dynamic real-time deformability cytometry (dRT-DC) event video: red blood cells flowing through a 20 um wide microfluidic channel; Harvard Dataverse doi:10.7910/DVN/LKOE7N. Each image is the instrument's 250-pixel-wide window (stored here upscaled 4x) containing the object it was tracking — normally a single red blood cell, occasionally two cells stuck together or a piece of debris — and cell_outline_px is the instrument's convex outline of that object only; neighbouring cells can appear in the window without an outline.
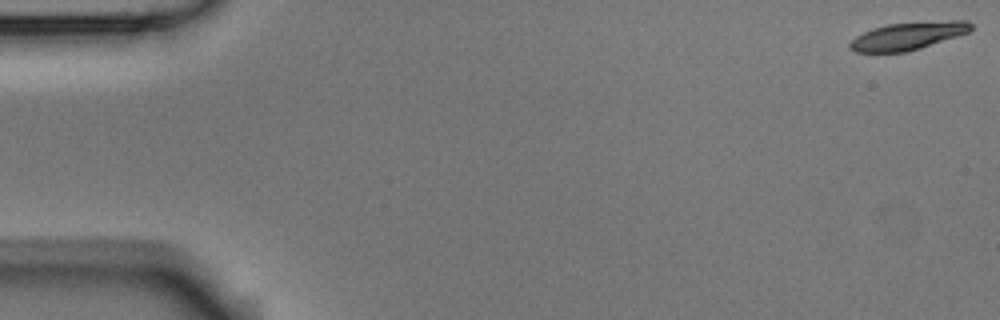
{"species": "Egyptian fruit bat (a non-hibernating species)", "species_latin": "Rousettus aegyptiacus", "temperature_condition": "room temperature", "stored_images_in_passage": 54, "camera_frame_rate_fps": 3000, "um_per_image_px": 0.085, "animal": {"sex": "male"}, "frame": {"image": 1, "passage_image": 1, "time_ms": 0.0, "image_size_px": [1000, 320], "cell_outline_px": [[972, 28], [968, 32], [920, 48], [904, 52], [856, 52], [848, 48], [848, 44], [856, 36], [872, 28], [888, 24], [952, 20], [968, 20], [972, 24]], "centroid_in_image_um": [77.15, 3.05], "position_along_channel_um": 7.8, "area_um2": 19.31}}
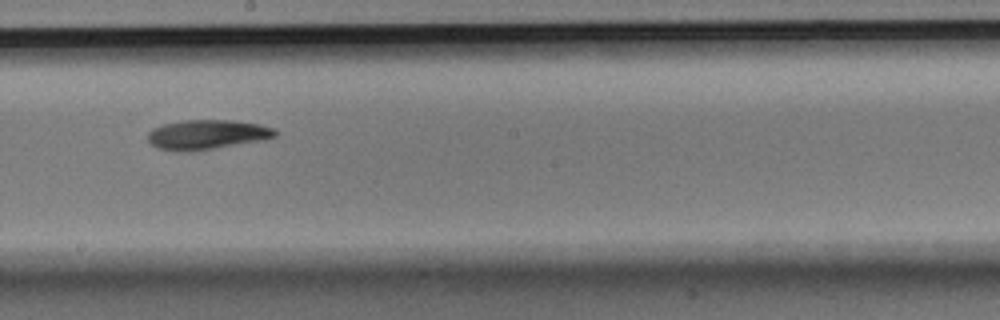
{"frame": {"image": 2, "passage_image": 30, "time_ms": 9.667, "image_size_px": [1000, 320], "cell_outline_px": [[280, 132], [276, 136], [264, 140], [188, 152], [180, 152], [156, 148], [148, 140], [148, 132], [152, 128], [164, 124], [184, 120], [232, 120], [260, 124], [276, 128]], "centroid_in_image_um": [17.63, 11.44], "position_along_channel_um": 230.6, "area_um2": 22.2}}
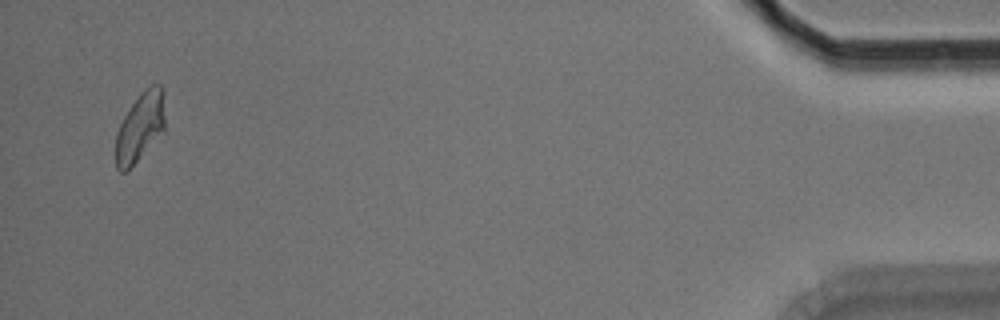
{"frame": {"image": 3, "passage_image": 52, "time_ms": 17.0, "image_size_px": [1000, 320], "cell_outline_px": [[164, 132], [124, 172], [120, 172], [116, 168], [116, 132], [128, 108], [140, 92], [144, 88], [152, 84], [160, 84], [164, 88]], "centroid_in_image_um": [11.92, 10.72], "position_along_channel_um": 423.3, "area_um2": 19.83}, "authors_computed_cell_mechanics": {"area_um2": 20.7213, "velocity_mm_per_s": 3.7461, "shape_relaxation_time_tau1_ms": 4.931, "shape_relaxation_time_tau2_ms": null, "deformation_change_tau1": 0.1517, "deformation_change_tau2": null}}